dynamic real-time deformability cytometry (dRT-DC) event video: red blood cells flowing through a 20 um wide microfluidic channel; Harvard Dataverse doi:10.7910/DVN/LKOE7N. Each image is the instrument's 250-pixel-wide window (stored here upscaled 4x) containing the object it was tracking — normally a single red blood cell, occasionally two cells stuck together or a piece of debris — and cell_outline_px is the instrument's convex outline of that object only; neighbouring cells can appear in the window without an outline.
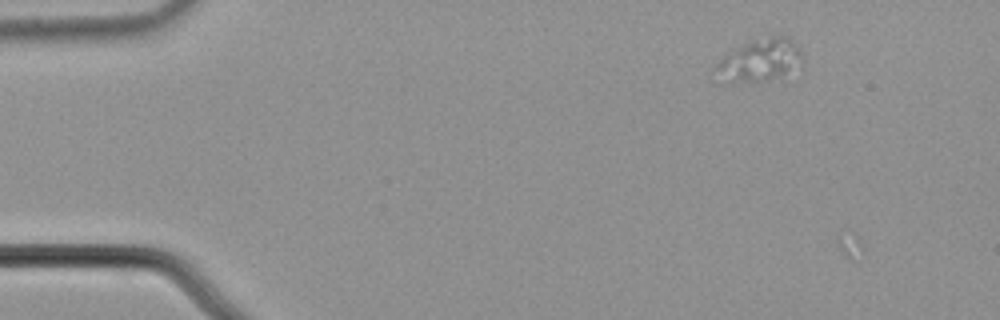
{"species": "common noctule bat (a hibernating species)", "species_latin": "Nyctalus noctula", "temperature_condition": "cold", "stored_images_in_passage": 6, "camera_frame_rate_fps": 3000, "um_per_image_px": 0.085, "animal": {"sex": "male", "body_mass_g": 21.5, "forearm_length_mm": 52.0}, "frame": {"image": 1, "passage_image": 5, "time_ms": 1.333, "image_size_px": [1000, 320], "cell_outline_px": [[804, 60], [784, 72], [764, 80], [732, 80], [712, 68], [724, 56], [752, 40], [768, 36], [788, 36], [800, 48]], "centroid_in_image_um": [64.65, 5.02], "position_along_channel_um": 20.3, "area_um2": 19.83}}